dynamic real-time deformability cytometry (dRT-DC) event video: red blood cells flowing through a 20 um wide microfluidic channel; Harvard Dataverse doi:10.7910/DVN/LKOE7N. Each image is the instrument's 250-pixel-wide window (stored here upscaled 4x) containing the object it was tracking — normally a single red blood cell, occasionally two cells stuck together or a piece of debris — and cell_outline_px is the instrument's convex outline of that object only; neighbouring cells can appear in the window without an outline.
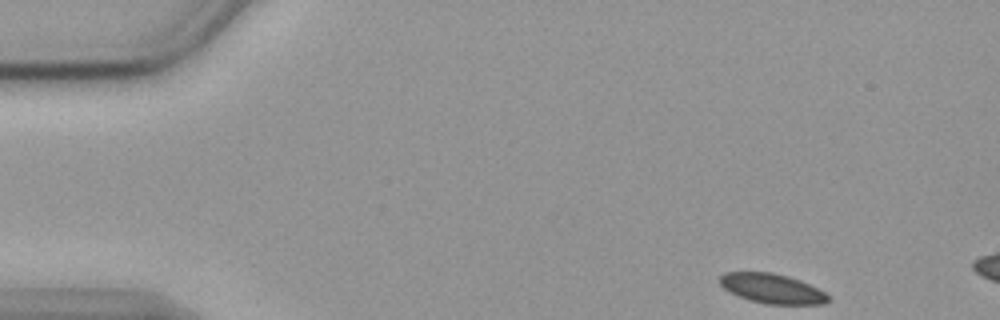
{"species": "common noctule bat (a hibernating species)", "species_latin": "Nyctalus noctula", "temperature_condition": "cold", "stored_images_in_passage": 8, "camera_frame_rate_fps": 3000, "um_per_image_px": 0.085, "animal": {"sex": "female", "body_mass_g": 19.9}, "frame": {"image": 1, "passage_image": 1, "time_ms": 0.0, "image_size_px": [1000, 320], "cell_outline_px": [[832, 300], [824, 304], [764, 304], [748, 300], [728, 292], [720, 284], [720, 276], [724, 272], [772, 272], [788, 276], [800, 280], [832, 296]], "centroid_in_image_um": [65.63, 24.53], "position_along_channel_um": 19.4, "area_um2": 18.96}}